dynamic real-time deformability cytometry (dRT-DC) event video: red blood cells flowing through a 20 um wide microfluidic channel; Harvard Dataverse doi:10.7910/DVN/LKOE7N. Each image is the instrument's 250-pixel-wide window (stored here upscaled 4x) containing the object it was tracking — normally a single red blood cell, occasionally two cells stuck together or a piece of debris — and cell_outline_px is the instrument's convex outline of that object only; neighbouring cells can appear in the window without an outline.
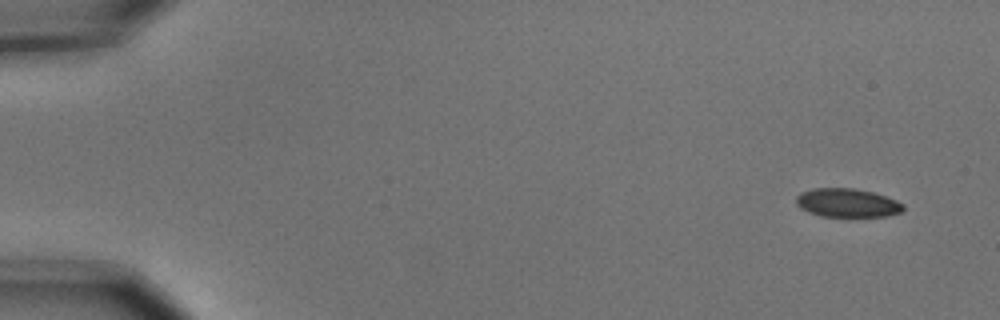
{"species": "common noctule bat (a hibernating species)", "species_latin": "Nyctalus noctula", "temperature_condition": "cold", "stored_images_in_passage": 4, "camera_frame_rate_fps": 3000, "um_per_image_px": 0.085, "animal": {"sex": "male", "body_mass_g": 15.6}, "frame": {"image": 1, "passage_image": 1, "time_ms": 0.0, "image_size_px": [1000, 320], "cell_outline_px": [[904, 208], [900, 212], [888, 216], [820, 216], [808, 212], [800, 208], [796, 204], [796, 196], [800, 192], [812, 188], [856, 188], [872, 192], [896, 200], [904, 204]], "centroid_in_image_um": [71.98, 17.23], "position_along_channel_um": 13.0, "area_um2": 17.92}}
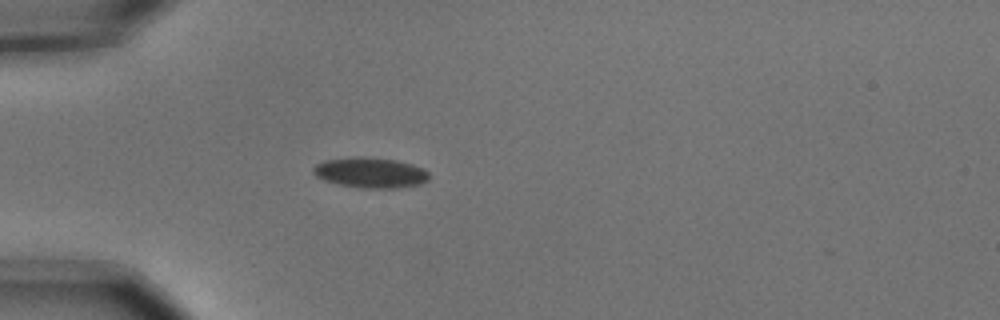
{"frame": {"image": 2, "passage_image": 4, "time_ms": 1.0, "image_size_px": [1000, 320], "cell_outline_px": [[428, 180], [420, 184], [396, 188], [360, 188], [340, 184], [324, 180], [316, 176], [312, 172], [312, 168], [316, 164], [324, 160], [356, 156], [364, 156], [396, 160], [412, 164], [424, 168], [428, 172]], "centroid_in_image_um": [31.48, 14.66], "position_along_channel_um": 53.5, "area_um2": 20.63}}